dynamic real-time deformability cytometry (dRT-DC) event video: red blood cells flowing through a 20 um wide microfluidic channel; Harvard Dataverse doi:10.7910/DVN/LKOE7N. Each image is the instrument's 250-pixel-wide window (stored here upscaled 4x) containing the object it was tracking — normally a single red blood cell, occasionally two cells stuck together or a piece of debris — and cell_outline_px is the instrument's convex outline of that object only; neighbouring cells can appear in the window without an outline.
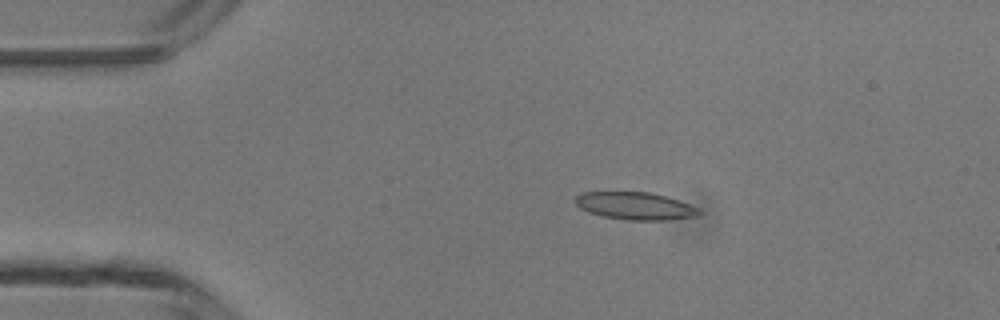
{"species": "common noctule bat (a hibernating species)", "species_latin": "Nyctalus noctula", "temperature_condition": "room temperature", "stored_images_in_passage": 3, "camera_frame_rate_fps": 3000, "um_per_image_px": 0.085, "animal": {"sex": "male", "body_mass_g": 13.3}, "frame": {"image": 1, "passage_image": 2, "time_ms": 1.667, "image_size_px": [1000, 320], "cell_outline_px": [[700, 216], [668, 220], [628, 220], [600, 216], [588, 212], [580, 208], [572, 200], [576, 196], [584, 192], [648, 192], [680, 200], [700, 208]], "centroid_in_image_um": [54.0, 17.51], "position_along_channel_um": 31.0, "area_um2": 20.06}}